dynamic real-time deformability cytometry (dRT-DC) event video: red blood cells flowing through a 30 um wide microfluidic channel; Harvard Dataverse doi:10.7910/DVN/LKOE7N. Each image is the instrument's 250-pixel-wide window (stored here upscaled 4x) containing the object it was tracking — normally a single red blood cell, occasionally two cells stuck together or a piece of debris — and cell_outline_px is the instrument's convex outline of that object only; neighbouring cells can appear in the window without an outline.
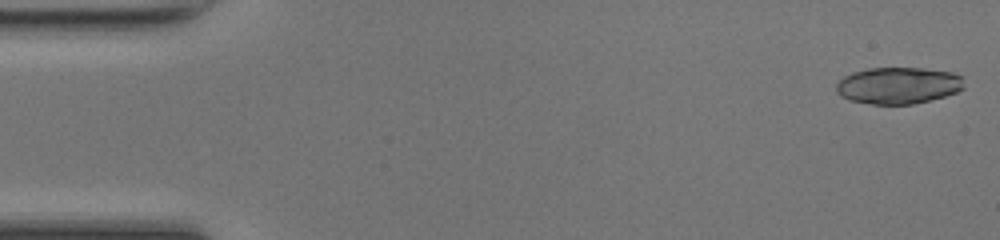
{"species": "common noctule bat (a hibernating species)", "species_latin": "Nyctalus noctula", "temperature_condition": "room temperature", "stored_images_in_passage": 47, "camera_frame_rate_fps": 3000, "um_per_image_px": 0.085, "animal": {"sex": "female", "body_mass_g": 17.0, "forearm_length_mm": 48.0}, "frame": {"image": 1, "passage_image": 1, "time_ms": 0.0, "image_size_px": [1000, 240], "cell_outline_px": [[964, 88], [956, 92], [944, 96], [912, 104], [872, 104], [848, 100], [840, 96], [836, 92], [836, 84], [844, 76], [852, 72], [868, 68], [924, 68], [952, 72], [964, 76]], "centroid_in_image_um": [76.35, 7.26], "position_along_channel_um": 8.6, "area_um2": 27.51}}
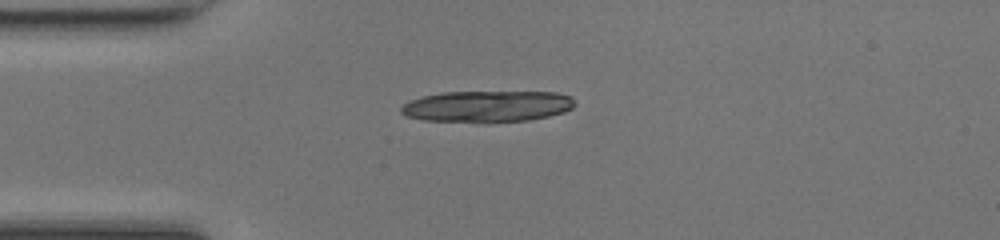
{"frame": {"image": 2, "passage_image": 12, "time_ms": 3.667, "image_size_px": [1000, 240], "cell_outline_px": [[576, 104], [572, 108], [564, 112], [548, 116], [528, 120], [424, 120], [404, 116], [400, 112], [400, 108], [408, 100], [424, 96], [444, 92], [556, 92], [572, 96]], "centroid_in_image_um": [41.43, 9.0], "position_along_channel_um": 43.6, "area_um2": 31.04}}
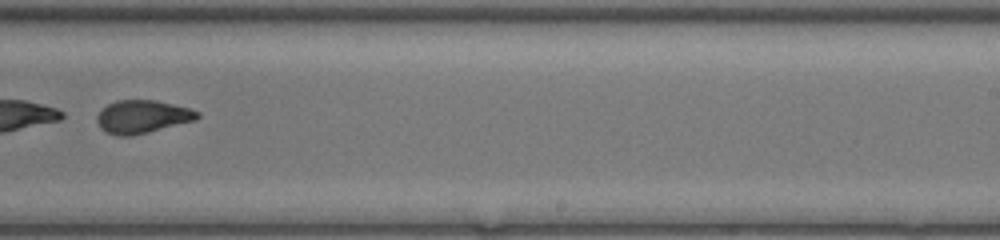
{"frame": {"image": 3, "passage_image": 30, "time_ms": 9.667, "image_size_px": [1000, 240], "cell_outline_px": [[200, 116], [196, 120], [132, 136], [116, 136], [104, 132], [100, 128], [96, 120], [96, 116], [108, 104], [116, 100], [156, 100], [188, 108], [200, 112]], "centroid_in_image_um": [12.08, 9.93], "position_along_channel_um": 276.9, "area_um2": 19.36}, "authors_computed_cell_mechanics": {"area_um2": 28.9578, "velocity_mm_per_s": 4.3017, "shape_relaxation_time_tau1_ms": 1.1383, "shape_relaxation_time_tau2_ms": 1.5636, "deformation_change_tau1": 0.3005, "deformation_change_tau2": 0.0833}}